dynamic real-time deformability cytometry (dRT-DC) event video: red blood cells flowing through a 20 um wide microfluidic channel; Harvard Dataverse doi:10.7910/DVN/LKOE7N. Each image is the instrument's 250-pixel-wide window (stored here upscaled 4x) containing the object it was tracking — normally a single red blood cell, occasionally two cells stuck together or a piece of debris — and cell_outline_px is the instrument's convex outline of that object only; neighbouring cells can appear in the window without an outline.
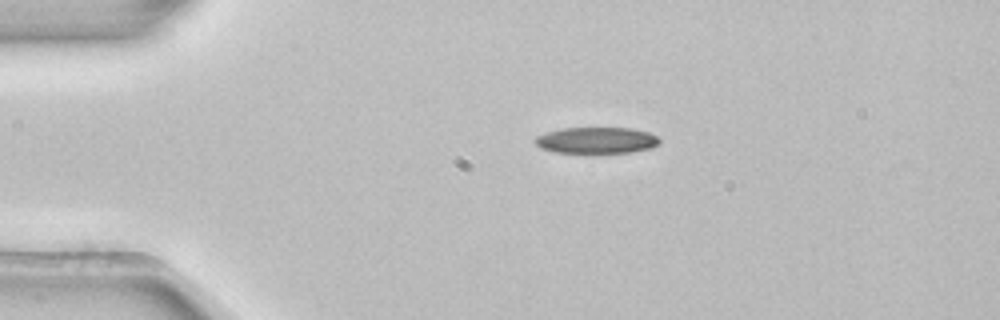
{"species": "common noctule bat (a hibernating species)", "species_latin": "Nyctalus noctula", "temperature_condition": "room temperature", "stored_images_in_passage": 3, "segment_of_instrument_passage": [1, 2], "camera_frame_rate_fps": 3000, "um_per_image_px": 0.085, "animal": {"sex": "female", "body_mass_g": 22.7, "forearm_length_mm": 54.2}, "frame": {"image": 1, "passage_image": 2, "time_ms": 0.333, "image_size_px": [1000, 320], "cell_outline_px": [[660, 144], [652, 148], [632, 152], [552, 152], [540, 148], [532, 140], [536, 136], [544, 132], [560, 128], [632, 128], [648, 132], [656, 136], [660, 140]], "centroid_in_image_um": [50.67, 11.92], "position_along_channel_um": 34.3, "area_um2": 19.19}}